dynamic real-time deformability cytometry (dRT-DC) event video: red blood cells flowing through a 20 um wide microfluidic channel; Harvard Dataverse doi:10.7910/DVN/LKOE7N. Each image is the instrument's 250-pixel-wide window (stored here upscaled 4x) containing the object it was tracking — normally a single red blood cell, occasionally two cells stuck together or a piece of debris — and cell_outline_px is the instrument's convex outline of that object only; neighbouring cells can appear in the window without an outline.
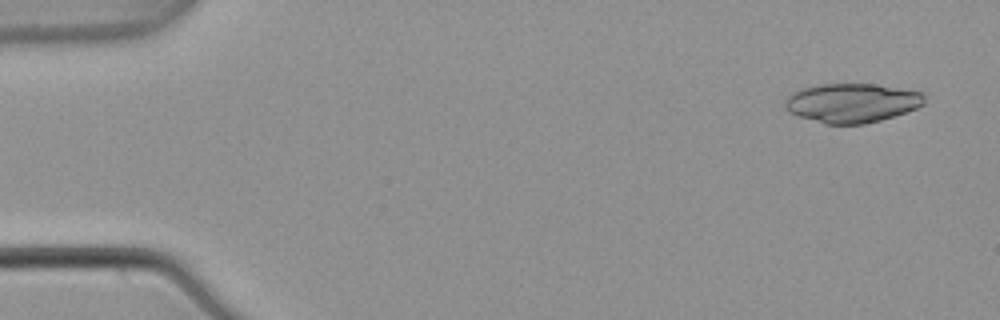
{"species": "common noctule bat (a hibernating species)", "species_latin": "Nyctalus noctula", "temperature_condition": "warm", "stored_images_in_passage": 4, "camera_frame_rate_fps": 3000, "um_per_image_px": 0.085, "animal": {"sex": "male", "body_mass_g": 21.5, "forearm_length_mm": 52.0}, "frame": {"image": 1, "passage_image": 1, "time_ms": 0.0, "image_size_px": [1000, 320], "cell_outline_px": [[924, 104], [916, 108], [880, 120], [864, 124], [824, 124], [796, 116], [788, 112], [784, 108], [784, 100], [792, 92], [800, 88], [820, 84], [876, 84], [924, 92]], "centroid_in_image_um": [72.35, 8.74], "position_along_channel_um": 12.6, "area_um2": 32.08}}